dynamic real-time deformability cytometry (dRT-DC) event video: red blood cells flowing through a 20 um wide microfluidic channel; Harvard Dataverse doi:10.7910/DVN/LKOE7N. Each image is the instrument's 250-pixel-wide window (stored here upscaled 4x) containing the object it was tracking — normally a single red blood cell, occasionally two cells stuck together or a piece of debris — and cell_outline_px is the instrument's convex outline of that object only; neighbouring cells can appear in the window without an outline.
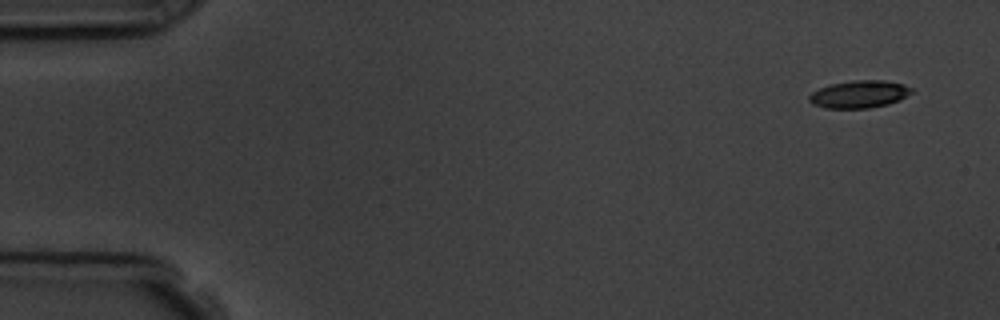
{"species": "common noctule bat (a hibernating species)", "species_latin": "Nyctalus noctula", "temperature_condition": "room temperature", "stored_images_in_passage": 4, "camera_frame_rate_fps": 3000, "um_per_image_px": 0.085, "animal": {"sex": "male", "body_mass_g": 19.5, "forearm_length_mm": 54.6}, "frame": {"image": 1, "passage_image": 1, "time_ms": 0.0, "image_size_px": [1000, 320], "cell_outline_px": [[912, 92], [900, 100], [888, 104], [868, 108], [824, 108], [812, 104], [808, 100], [808, 96], [812, 92], [828, 84], [852, 80], [884, 80], [904, 84], [912, 88]], "centroid_in_image_um": [73.01, 8.0], "position_along_channel_um": 12.0, "area_um2": 16.53}}
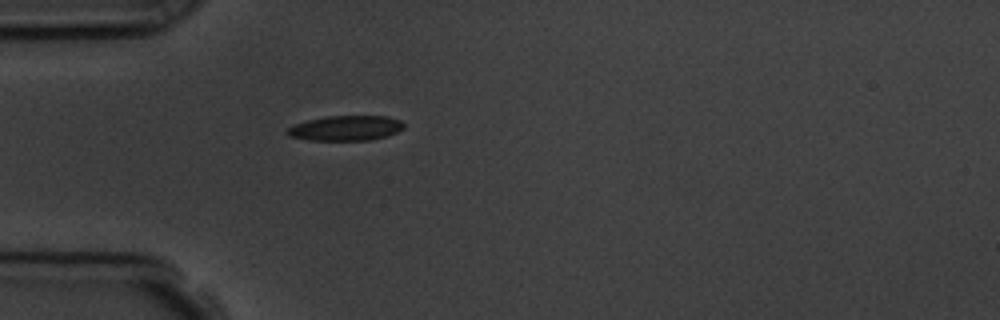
{"frame": {"image": 2, "passage_image": 4, "time_ms": 4.333, "image_size_px": [1000, 320], "cell_outline_px": [[404, 128], [388, 136], [372, 140], [308, 140], [288, 136], [284, 132], [288, 128], [296, 124], [308, 120], [328, 116], [388, 116], [400, 120], [404, 124]], "centroid_in_image_um": [29.4, 10.89], "position_along_channel_um": 55.6, "area_um2": 17.05}}